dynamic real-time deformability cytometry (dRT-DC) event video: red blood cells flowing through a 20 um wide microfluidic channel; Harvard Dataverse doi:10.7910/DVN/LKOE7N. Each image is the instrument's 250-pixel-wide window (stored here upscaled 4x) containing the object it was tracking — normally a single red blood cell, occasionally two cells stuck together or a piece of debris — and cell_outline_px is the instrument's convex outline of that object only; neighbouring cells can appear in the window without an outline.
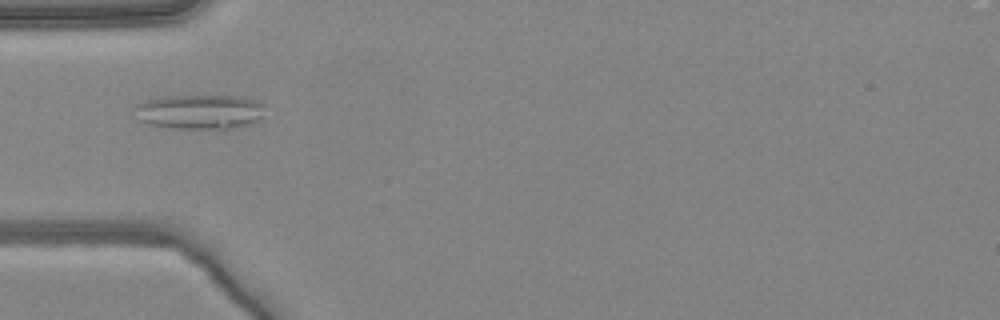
{"species": "common noctule bat (a hibernating species)", "species_latin": "Nyctalus noctula", "temperature_condition": "warm", "stored_images_in_passage": 2, "camera_frame_rate_fps": 3000, "um_per_image_px": 0.085, "animal": {"sex": "female", "body_mass_g": 24.6, "forearm_length_mm": 56.2}, "frame": {"image": 1, "passage_image": 2, "time_ms": 0.333, "image_size_px": [1000, 320], "cell_outline_px": [[264, 104], [260, 120], [252, 124], [224, 132], [220, 132], [172, 128], [148, 124], [136, 120], [132, 108], [136, 104], [144, 100], [168, 96], [240, 96], [260, 100]], "centroid_in_image_um": [16.99, 9.55], "position_along_channel_um": 68.0, "area_um2": 27.8}}